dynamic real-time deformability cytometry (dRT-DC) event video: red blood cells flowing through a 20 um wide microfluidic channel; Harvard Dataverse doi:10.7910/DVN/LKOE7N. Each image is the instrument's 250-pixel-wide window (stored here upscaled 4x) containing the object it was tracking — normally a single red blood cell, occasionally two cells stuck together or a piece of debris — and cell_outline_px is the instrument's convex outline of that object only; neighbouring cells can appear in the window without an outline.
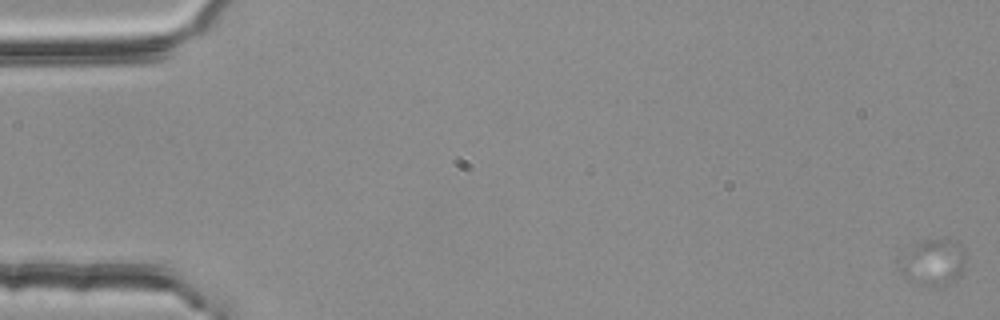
{"species": "common noctule bat (a hibernating species)", "species_latin": "Nyctalus noctula", "temperature_condition": "room temperature", "stored_images_in_passage": 4, "camera_frame_rate_fps": 3000, "um_per_image_px": 0.085, "animal": {"sex": "female", "body_mass_g": 25.1}, "frame": {"image": 1, "passage_image": 1, "time_ms": 0.0, "image_size_px": [1000, 320], "cell_outline_px": [[964, 264], [960, 272], [948, 284], [916, 284], [908, 280], [900, 272], [900, 268], [912, 252], [924, 240], [948, 240], [960, 244], [964, 248]], "centroid_in_image_um": [79.4, 22.32], "position_along_channel_um": 5.6, "area_um2": 16.18}}